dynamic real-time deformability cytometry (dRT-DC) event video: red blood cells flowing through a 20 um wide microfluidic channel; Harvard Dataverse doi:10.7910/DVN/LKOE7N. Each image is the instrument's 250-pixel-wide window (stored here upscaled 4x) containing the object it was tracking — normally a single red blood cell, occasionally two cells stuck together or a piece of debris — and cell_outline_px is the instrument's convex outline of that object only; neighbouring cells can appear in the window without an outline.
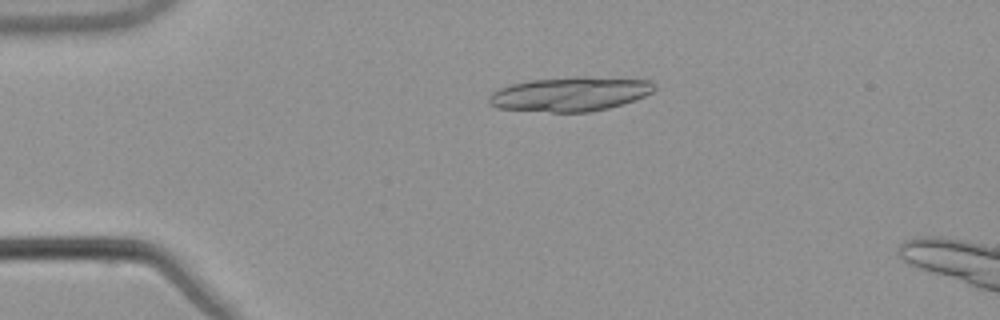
{"species": "common noctule bat (a hibernating species)", "species_latin": "Nyctalus noctula", "temperature_condition": "warm", "stored_images_in_passage": 21, "camera_frame_rate_fps": 3000, "um_per_image_px": 0.085, "animal": {"sex": "male", "body_mass_g": 21.5, "forearm_length_mm": 52.0}, "frame": {"image": 1, "passage_image": 12, "time_ms": 3.667, "image_size_px": [1000, 320], "cell_outline_px": [[656, 88], [652, 92], [636, 100], [608, 108], [588, 112], [552, 112], [496, 108], [488, 104], [488, 96], [492, 92], [500, 88], [512, 84], [532, 80], [576, 76], [588, 76], [652, 80], [656, 84]], "centroid_in_image_um": [48.49, 7.98], "position_along_channel_um": 36.5, "area_um2": 33.35}}